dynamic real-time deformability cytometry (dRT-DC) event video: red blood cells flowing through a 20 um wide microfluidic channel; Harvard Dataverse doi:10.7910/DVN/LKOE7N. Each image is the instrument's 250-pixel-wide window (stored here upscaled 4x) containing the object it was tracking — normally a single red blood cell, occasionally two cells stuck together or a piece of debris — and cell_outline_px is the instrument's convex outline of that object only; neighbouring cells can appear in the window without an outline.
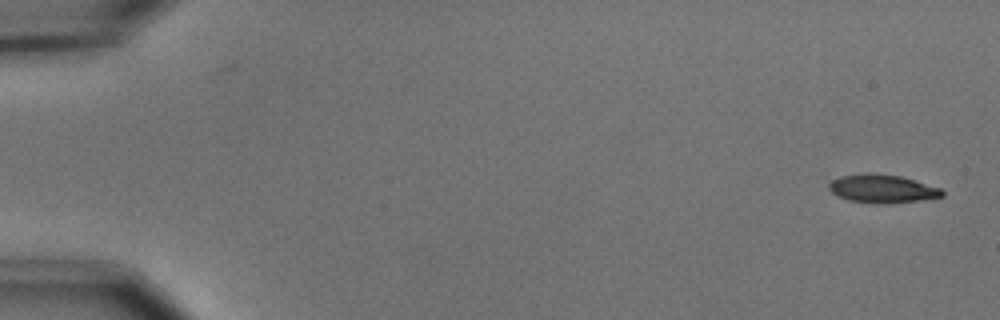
{"species": "common noctule bat (a hibernating species)", "species_latin": "Nyctalus noctula", "temperature_condition": "cold", "stored_images_in_passage": 54, "camera_frame_rate_fps": 3000, "um_per_image_px": 0.085, "animal": {"sex": "male", "body_mass_g": 15.6}, "frame": {"image": 1, "passage_image": 1, "time_ms": 0.0, "image_size_px": [1000, 320], "cell_outline_px": [[944, 196], [924, 200], [888, 204], [876, 204], [848, 200], [832, 192], [828, 188], [828, 184], [832, 180], [840, 176], [864, 172], [872, 172], [900, 176], [940, 188], [944, 192]], "centroid_in_image_um": [74.99, 16.04], "position_along_channel_um": 10.0, "area_um2": 18.9}}
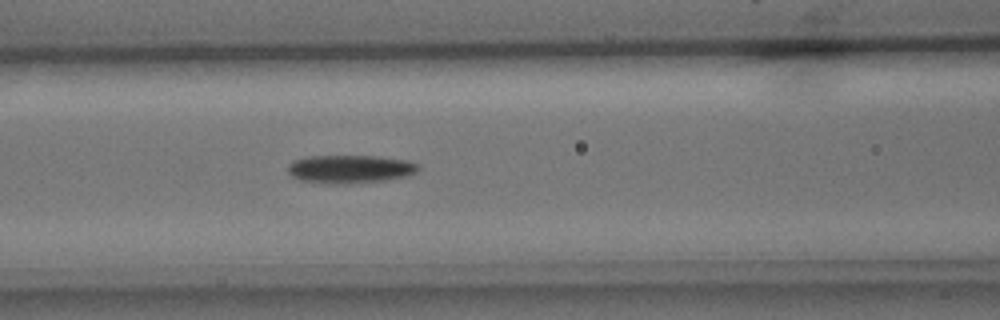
{"frame": {"image": 2, "passage_image": 23, "time_ms": 7.333, "image_size_px": [1000, 320], "cell_outline_px": [[420, 168], [416, 172], [404, 176], [384, 180], [340, 184], [332, 184], [300, 180], [292, 176], [288, 172], [288, 164], [292, 160], [308, 156], [376, 156], [408, 160], [420, 164]], "centroid_in_image_um": [29.74, 14.36], "position_along_channel_um": 136.9, "area_um2": 21.44}}
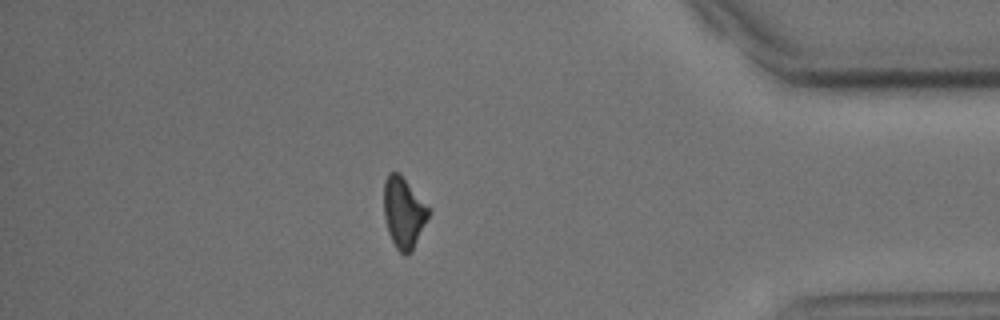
{"frame": {"image": 3, "passage_image": 47, "time_ms": 15.333, "image_size_px": [1000, 320], "cell_outline_px": [[428, 216], [412, 252], [408, 256], [404, 256], [396, 248], [388, 232], [384, 216], [384, 180], [388, 172], [400, 172], [428, 208]], "centroid_in_image_um": [34.27, 18.07], "position_along_channel_um": 400.9, "area_um2": 18.26}, "authors_computed_cell_mechanics": {"area_um2": 19.5364, "velocity_mm_per_s": 3.6954, "shape_relaxation_time_tau1_ms": 3.6564, "shape_relaxation_time_tau2_ms": null, "deformation_change_tau1": 0.1139, "deformation_change_tau2": null}}